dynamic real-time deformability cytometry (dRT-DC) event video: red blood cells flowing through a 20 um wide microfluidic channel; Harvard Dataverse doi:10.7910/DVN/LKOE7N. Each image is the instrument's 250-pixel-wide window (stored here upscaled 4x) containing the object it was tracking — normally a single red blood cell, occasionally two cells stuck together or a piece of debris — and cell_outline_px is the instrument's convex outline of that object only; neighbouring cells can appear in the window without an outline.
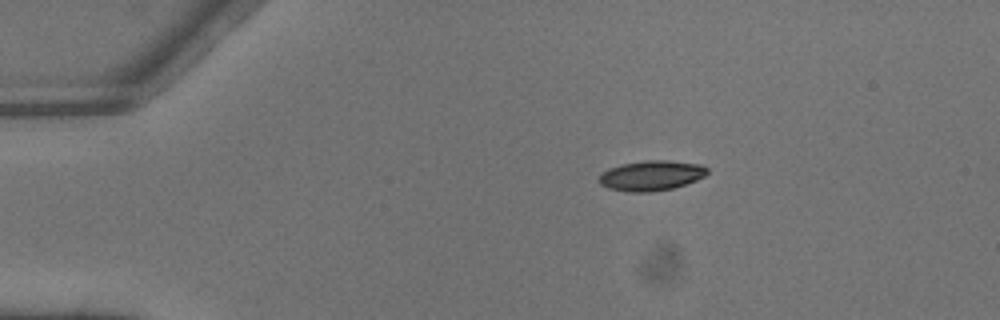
{"species": "common noctule bat (a hibernating species)", "species_latin": "Nyctalus noctula", "temperature_condition": "warm", "stored_images_in_passage": 2, "camera_frame_rate_fps": 3000, "um_per_image_px": 0.085, "animal": {"sex": "male", "body_mass_g": 13.3}, "frame": {"image": 1, "passage_image": 1, "time_ms": 0.0, "image_size_px": [1000, 320], "cell_outline_px": [[708, 172], [704, 176], [696, 180], [672, 188], [648, 192], [628, 192], [608, 188], [600, 184], [596, 180], [608, 168], [620, 164], [644, 160], [668, 160], [700, 164], [708, 168]], "centroid_in_image_um": [55.33, 14.91], "position_along_channel_um": 29.7, "area_um2": 19.02}}